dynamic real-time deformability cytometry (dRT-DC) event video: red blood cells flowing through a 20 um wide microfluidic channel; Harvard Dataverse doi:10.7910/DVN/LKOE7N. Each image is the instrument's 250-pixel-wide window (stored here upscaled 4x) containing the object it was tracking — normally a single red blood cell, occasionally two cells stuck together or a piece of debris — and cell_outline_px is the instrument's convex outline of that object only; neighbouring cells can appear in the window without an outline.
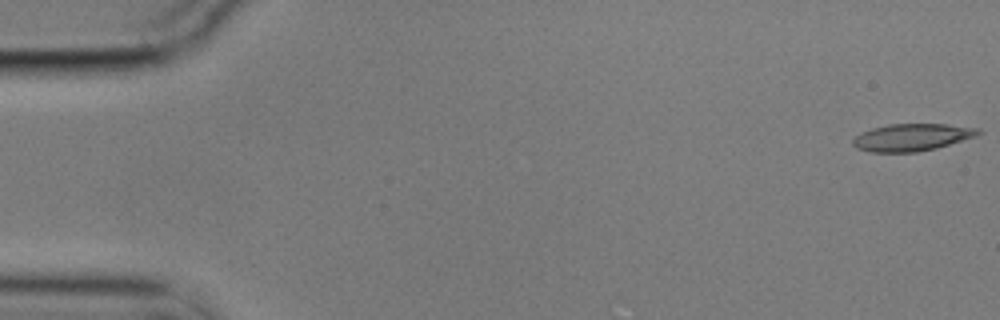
{"species": "common noctule bat (a hibernating species)", "species_latin": "Nyctalus noctula", "temperature_condition": "cold", "stored_images_in_passage": 56, "camera_frame_rate_fps": 3000, "um_per_image_px": 0.085, "animal": {"sex": "male", "body_mass_g": 17.9}, "frame": {"image": 1, "passage_image": 1, "time_ms": 0.0, "image_size_px": [1000, 320], "cell_outline_px": [[984, 132], [976, 136], [936, 148], [916, 152], [872, 152], [856, 148], [852, 144], [852, 140], [860, 132], [872, 128], [888, 124], [948, 124], [980, 128]], "centroid_in_image_um": [77.52, 11.66], "position_along_channel_um": 7.5, "area_um2": 20.0}}
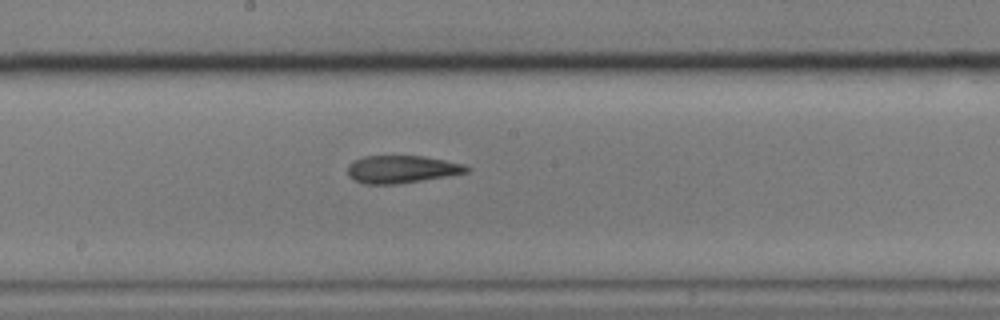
{"frame": {"image": 2, "passage_image": 30, "time_ms": 9.667, "image_size_px": [1000, 320], "cell_outline_px": [[472, 168], [468, 172], [448, 176], [396, 184], [364, 184], [348, 176], [348, 164], [364, 156], [424, 156], [464, 164]], "centroid_in_image_um": [34.16, 14.39], "position_along_channel_um": 214.0, "area_um2": 19.07}}
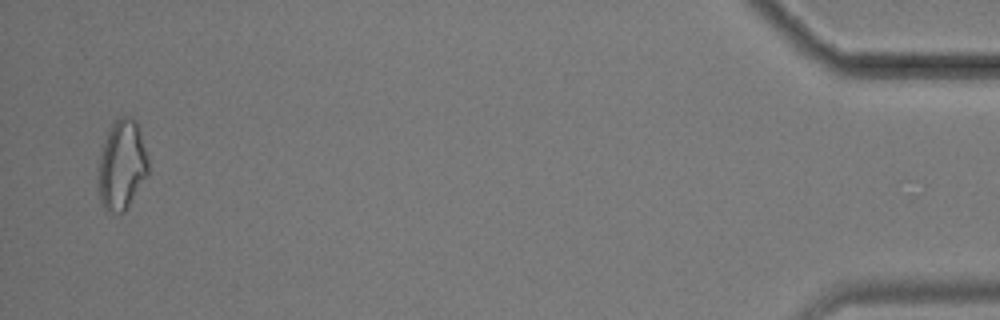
{"frame": {"image": 3, "passage_image": 55, "time_ms": 18.0, "image_size_px": [1000, 320], "cell_outline_px": [[148, 176], [124, 212], [120, 216], [104, 212], [100, 200], [96, 176], [100, 156], [104, 140], [112, 124], [120, 116], [132, 116], [136, 120], [148, 156]], "centroid_in_image_um": [10.34, 14.09], "position_along_channel_um": 424.9, "area_um2": 26.88}, "authors_computed_cell_mechanics": {"area_um2": 19.9699, "velocity_mm_per_s": 3.5297, "shape_relaxation_time_tau1_ms": null, "shape_relaxation_time_tau2_ms": 3.4207, "deformation_change_tau1": null, "deformation_change_tau2": 0.1217}}